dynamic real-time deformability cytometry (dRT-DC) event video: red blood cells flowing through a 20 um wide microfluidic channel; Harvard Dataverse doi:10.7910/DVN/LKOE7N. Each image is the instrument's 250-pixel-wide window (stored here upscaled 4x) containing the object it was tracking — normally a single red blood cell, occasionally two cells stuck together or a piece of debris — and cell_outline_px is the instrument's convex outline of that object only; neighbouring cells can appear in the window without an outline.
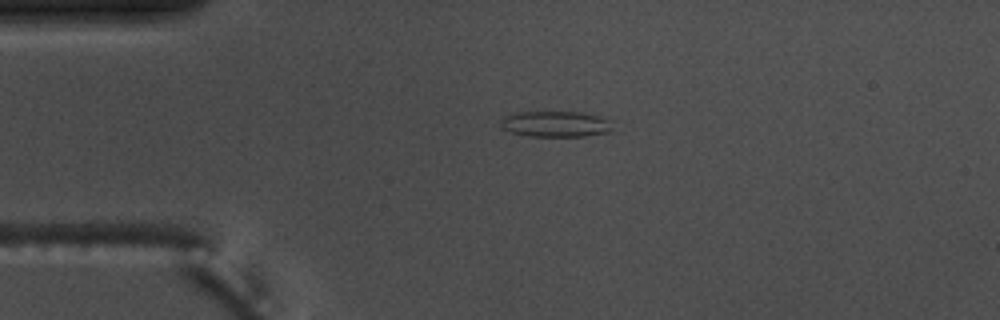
{"species": "common noctule bat (a hibernating species)", "species_latin": "Nyctalus noctula", "temperature_condition": "warm", "stored_images_in_passage": 45, "camera_frame_rate_fps": 3000, "um_per_image_px": 0.085, "animal": {"sex": "male", "body_mass_g": 17.5, "forearm_length_mm": 52.3}, "frame": {"image": 1, "passage_image": 3, "time_ms": 0.667, "image_size_px": [1000, 320], "cell_outline_px": [[612, 128], [608, 132], [584, 136], [528, 136], [512, 132], [500, 128], [500, 120], [516, 112], [580, 112], [612, 120]], "centroid_in_image_um": [47.22, 10.54], "position_along_channel_um": 37.8, "area_um2": 16.76}}
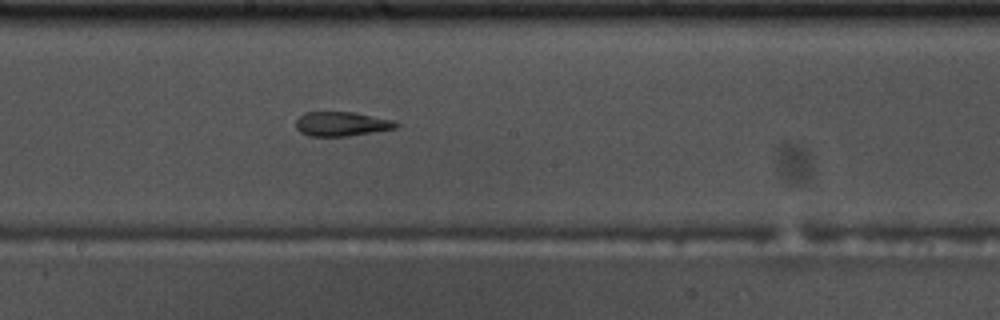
{"frame": {"image": 2, "passage_image": 20, "time_ms": 6.333, "image_size_px": [1000, 320], "cell_outline_px": [[400, 124], [396, 128], [348, 136], [308, 136], [300, 132], [296, 128], [296, 120], [304, 112], [352, 112], [392, 120]], "centroid_in_image_um": [29.0, 10.54], "position_along_channel_um": 219.2, "area_um2": 14.1}}
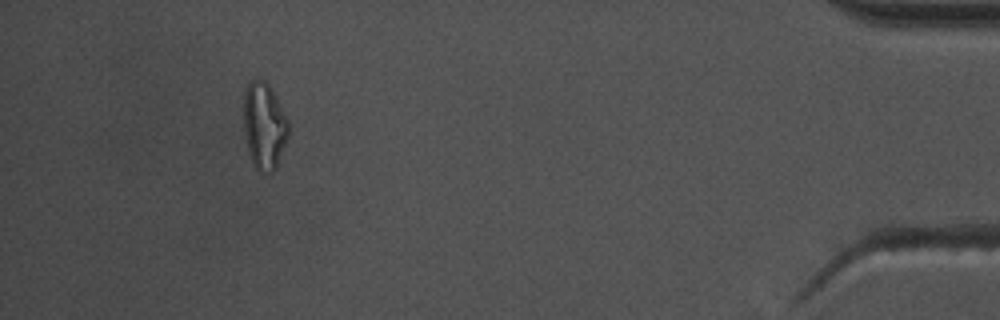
{"frame": {"image": 3, "passage_image": 41, "time_ms": 13.333, "image_size_px": [1000, 320], "cell_outline_px": [[288, 136], [276, 168], [272, 172], [260, 172], [252, 164], [248, 152], [244, 132], [244, 92], [248, 84], [256, 76], [264, 80], [272, 88], [288, 120]], "centroid_in_image_um": [22.44, 10.67], "position_along_channel_um": 412.8, "area_um2": 22.83}, "authors_computed_cell_mechanics": {"area_um2": 14.9124, "velocity_mm_per_s": 3.7174, "shape_relaxation_time_tau1_ms": null, "shape_relaxation_time_tau2_ms": 2.8911, "deformation_change_tau1": null, "deformation_change_tau2": 0.1325}}